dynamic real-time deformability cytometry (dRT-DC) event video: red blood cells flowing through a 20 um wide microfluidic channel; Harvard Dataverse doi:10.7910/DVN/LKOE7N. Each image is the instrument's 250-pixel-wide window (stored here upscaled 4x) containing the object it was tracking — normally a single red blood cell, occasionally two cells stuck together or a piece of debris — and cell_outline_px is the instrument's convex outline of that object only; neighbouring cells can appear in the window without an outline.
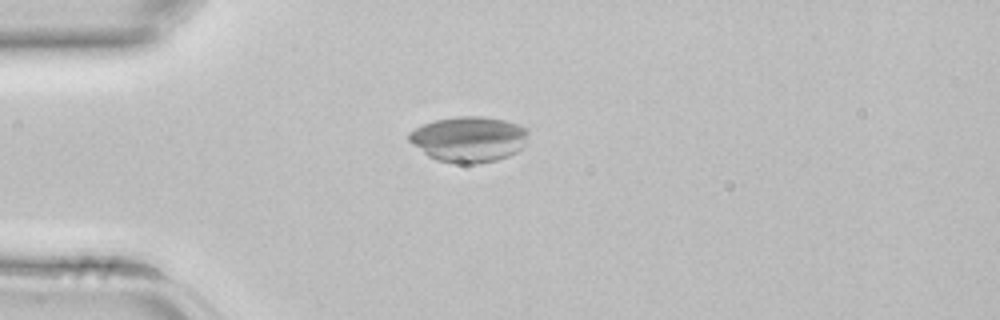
{"species": "common noctule bat (a hibernating species)", "species_latin": "Nyctalus noctula", "temperature_condition": "room temperature", "stored_images_in_passage": 43, "camera_frame_rate_fps": 3000, "um_per_image_px": 0.085, "animal": {"sex": "female", "body_mass_g": 22.7, "forearm_length_mm": 54.2}, "frame": {"image": 1, "passage_image": 11, "time_ms": 3.333, "image_size_px": [1000, 320], "cell_outline_px": [[528, 132], [524, 144], [516, 152], [508, 156], [496, 160], [476, 164], [460, 164], [436, 160], [428, 156], [412, 144], [408, 140], [408, 132], [424, 124], [436, 120], [456, 116], [484, 116], [504, 120], [528, 128]], "centroid_in_image_um": [39.83, 11.83], "position_along_channel_um": 45.2, "area_um2": 31.73}}
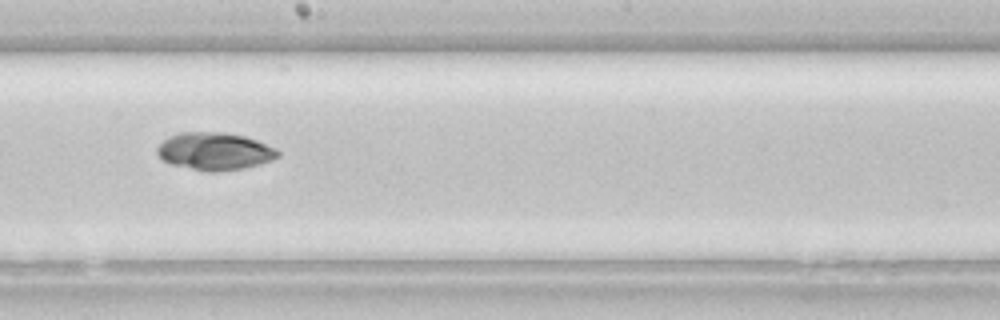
{"frame": {"image": 2, "passage_image": 24, "time_ms": 7.667, "image_size_px": [1000, 320], "cell_outline_px": [[280, 156], [272, 160], [244, 168], [216, 172], [208, 172], [168, 164], [160, 160], [156, 152], [156, 148], [168, 136], [180, 132], [224, 132], [244, 136], [256, 140], [276, 148], [280, 152]], "centroid_in_image_um": [18.2, 12.86], "position_along_channel_um": 230.0, "area_um2": 26.7}}
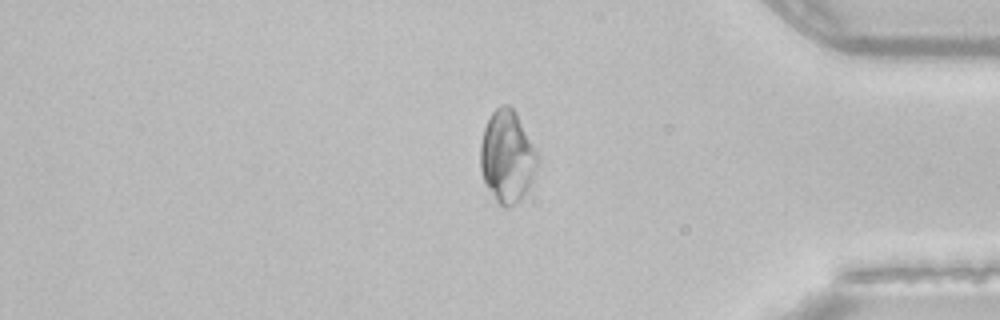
{"frame": {"image": 3, "passage_image": 36, "time_ms": 11.667, "image_size_px": [1000, 320], "cell_outline_px": [[540, 160], [532, 180], [524, 196], [520, 200], [508, 208], [504, 208], [496, 200], [484, 184], [480, 168], [480, 144], [484, 128], [492, 112], [500, 104], [508, 104], [516, 112]], "centroid_in_image_um": [43.09, 13.33], "position_along_channel_um": 392.1, "area_um2": 30.69}}